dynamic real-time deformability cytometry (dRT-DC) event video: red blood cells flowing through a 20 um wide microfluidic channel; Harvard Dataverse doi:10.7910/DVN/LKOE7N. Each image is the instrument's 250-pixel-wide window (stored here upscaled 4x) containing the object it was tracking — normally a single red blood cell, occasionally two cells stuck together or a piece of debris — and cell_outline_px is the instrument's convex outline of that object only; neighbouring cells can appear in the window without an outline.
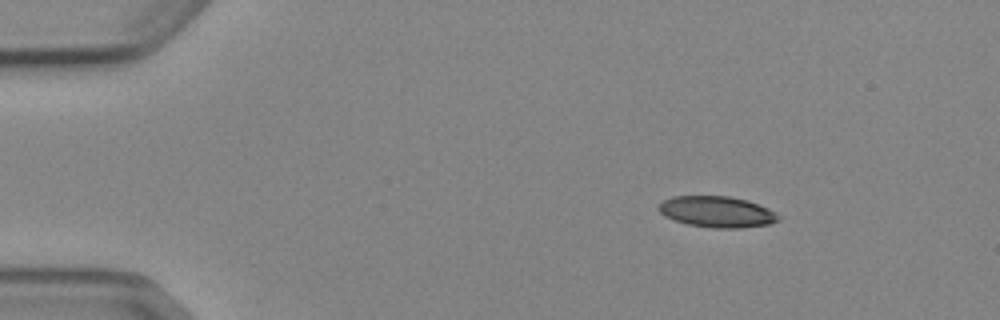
{"species": "Egyptian fruit bat (a non-hibernating species)", "species_latin": "Rousettus aegyptiacus", "temperature_condition": "cold", "stored_images_in_passage": 4, "camera_frame_rate_fps": 3000, "um_per_image_px": 0.085, "animal": {"sex": "female"}, "frame": {"image": 1, "passage_image": 1, "time_ms": 0.0, "image_size_px": [1000, 320], "cell_outline_px": [[780, 220], [768, 224], [740, 228], [712, 228], [688, 224], [672, 220], [664, 216], [656, 208], [664, 200], [672, 196], [728, 196], [748, 200], [768, 208], [776, 212], [780, 216]], "centroid_in_image_um": [60.93, 18.0], "position_along_channel_um": 24.1, "area_um2": 21.85}}
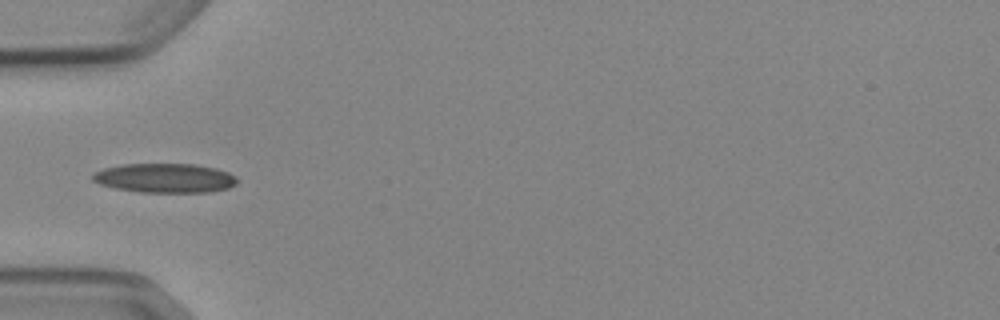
{"frame": {"image": 2, "passage_image": 3, "time_ms": 3.333, "image_size_px": [1000, 320], "cell_outline_px": [[236, 184], [228, 188], [208, 192], [140, 192], [116, 188], [100, 184], [92, 180], [92, 172], [104, 168], [120, 164], [196, 164], [216, 168], [228, 172], [236, 176]], "centroid_in_image_um": [14.0, 15.12], "position_along_channel_um": 71.0, "area_um2": 24.74}}
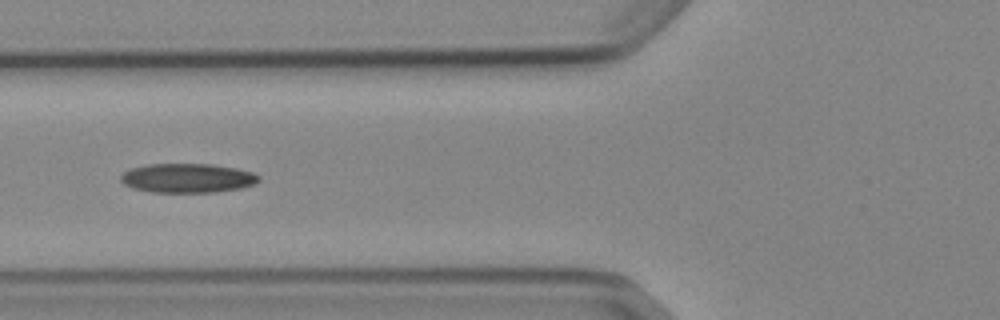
{"frame": {"image": 3, "passage_image": 4, "time_ms": 4.333, "image_size_px": [1000, 320], "cell_outline_px": [[260, 180], [252, 184], [240, 188], [216, 192], [148, 192], [132, 188], [124, 184], [120, 180], [120, 176], [124, 172], [132, 168], [148, 164], [212, 164], [236, 168], [252, 172], [260, 176]], "centroid_in_image_um": [15.92, 15.14], "position_along_channel_um": 109.9, "area_um2": 23.52}}